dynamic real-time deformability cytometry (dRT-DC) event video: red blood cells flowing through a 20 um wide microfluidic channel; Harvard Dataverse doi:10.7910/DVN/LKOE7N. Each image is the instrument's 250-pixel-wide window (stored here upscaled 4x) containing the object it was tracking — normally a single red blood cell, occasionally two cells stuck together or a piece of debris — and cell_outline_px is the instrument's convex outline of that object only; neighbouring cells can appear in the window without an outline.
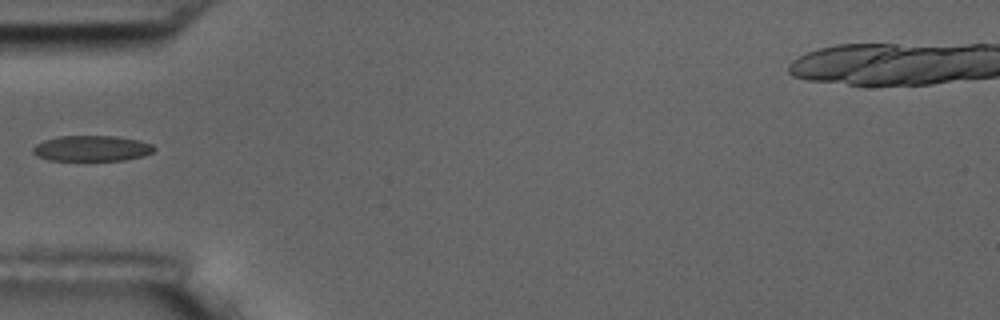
{"species": "common noctule bat (a hibernating species)", "species_latin": "Nyctalus noctula", "temperature_condition": "room temperature", "stored_images_in_passage": 5, "camera_frame_rate_fps": 3000, "um_per_image_px": 0.085, "animal": {"sex": "male", "body_mass_g": 17.5, "forearm_length_mm": 52.3}, "frame": {"image": 1, "passage_image": 5, "time_ms": 5.333, "image_size_px": [1000, 320], "cell_outline_px": [[156, 148], [152, 152], [144, 156], [124, 160], [48, 160], [36, 156], [32, 152], [32, 148], [36, 144], [44, 140], [60, 136], [116, 136], [140, 140], [152, 144]], "centroid_in_image_um": [7.8, 12.61], "position_along_channel_um": 77.2, "area_um2": 18.21}}